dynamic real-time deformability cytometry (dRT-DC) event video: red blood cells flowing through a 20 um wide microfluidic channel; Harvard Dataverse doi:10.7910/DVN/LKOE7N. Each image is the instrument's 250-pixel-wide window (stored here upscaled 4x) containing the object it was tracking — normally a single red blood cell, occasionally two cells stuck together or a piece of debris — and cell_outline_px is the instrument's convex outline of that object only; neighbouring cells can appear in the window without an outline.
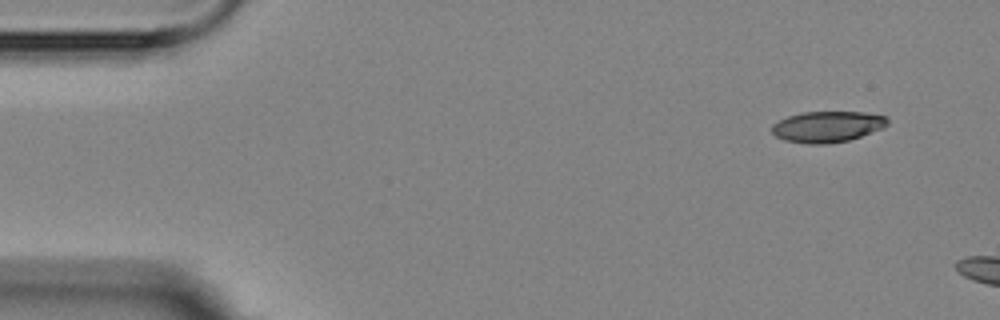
{"species": "Egyptian fruit bat (a non-hibernating species)", "species_latin": "Rousettus aegyptiacus", "temperature_condition": "room temperature", "stored_images_in_passage": 4, "camera_frame_rate_fps": 3000, "um_per_image_px": 0.085, "animal": {"sex": "female"}, "frame": {"image": 1, "passage_image": 1, "time_ms": 0.0, "image_size_px": [1000, 320], "cell_outline_px": [[888, 124], [884, 128], [848, 140], [824, 144], [808, 144], [784, 140], [776, 136], [772, 132], [772, 124], [788, 116], [804, 112], [864, 112], [888, 116]], "centroid_in_image_um": [70.35, 10.76], "position_along_channel_um": 14.7, "area_um2": 20.87}}